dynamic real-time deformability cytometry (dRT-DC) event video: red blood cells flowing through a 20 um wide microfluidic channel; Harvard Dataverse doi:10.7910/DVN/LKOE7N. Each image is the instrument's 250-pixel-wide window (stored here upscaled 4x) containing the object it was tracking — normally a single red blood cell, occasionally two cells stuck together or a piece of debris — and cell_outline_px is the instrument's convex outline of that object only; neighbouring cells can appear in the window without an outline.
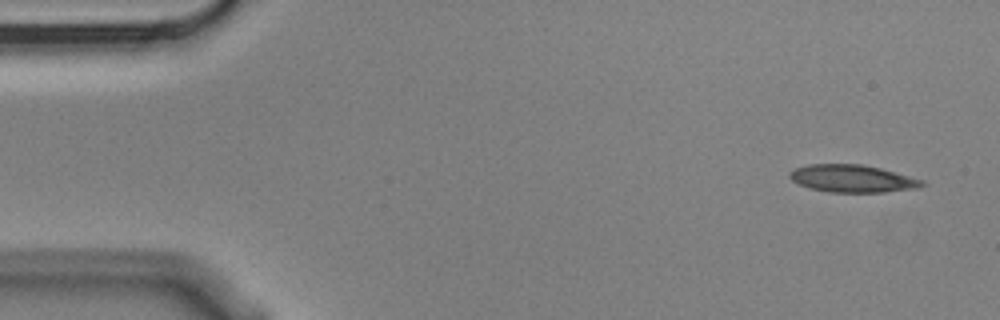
{"species": "Egyptian fruit bat (a non-hibernating species)", "species_latin": "Rousettus aegyptiacus", "temperature_condition": "cold", "stored_images_in_passage": 6, "camera_frame_rate_fps": 3000, "um_per_image_px": 0.085, "animal": {"sex": "male"}, "frame": {"image": 1, "passage_image": 1, "time_ms": 0.0, "image_size_px": [1000, 320], "cell_outline_px": [[928, 184], [920, 188], [884, 192], [828, 192], [812, 188], [800, 184], [792, 180], [788, 176], [788, 172], [796, 168], [808, 164], [860, 164], [880, 168], [924, 180]], "centroid_in_image_um": [72.49, 15.18], "position_along_channel_um": 12.5, "area_um2": 21.21}}
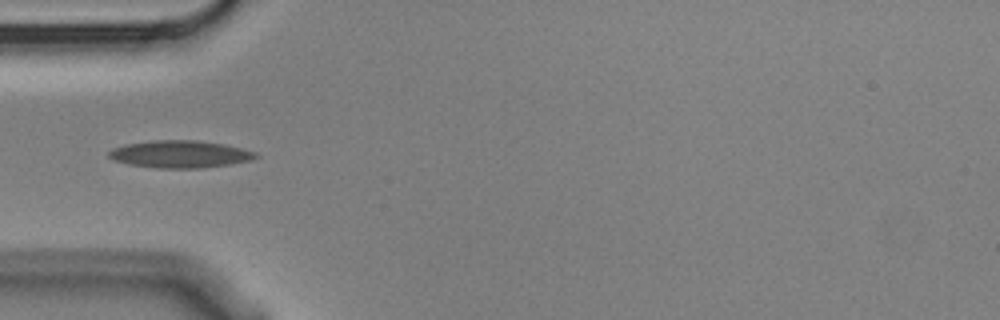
{"frame": {"image": 2, "passage_image": 5, "time_ms": 1.333, "image_size_px": [1000, 320], "cell_outline_px": [[260, 156], [252, 160], [228, 164], [200, 168], [156, 168], [128, 164], [112, 160], [108, 156], [108, 152], [112, 148], [124, 144], [152, 140], [196, 140], [224, 144], [256, 152]], "centroid_in_image_um": [15.26, 13.1], "position_along_channel_um": 69.7, "area_um2": 23.47}}
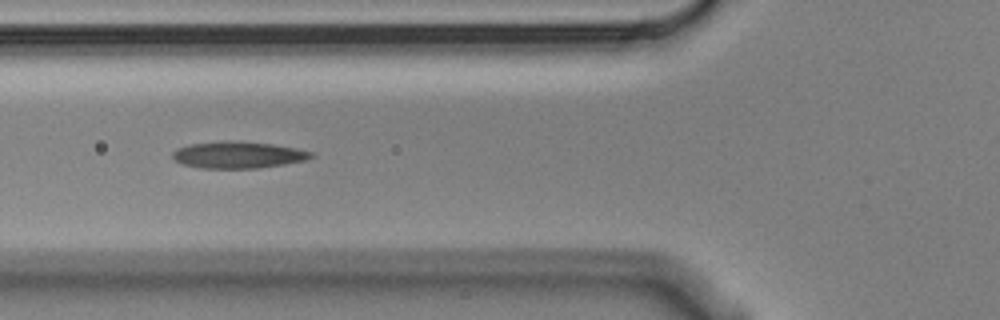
{"frame": {"image": 3, "passage_image": 6, "time_ms": 1.667, "image_size_px": [1000, 320], "cell_outline_px": [[316, 156], [304, 160], [256, 168], [204, 168], [184, 164], [176, 160], [172, 156], [172, 152], [176, 148], [188, 144], [224, 140], [232, 140], [272, 144], [296, 148], [312, 152]], "centroid_in_image_um": [20.21, 13.14], "position_along_channel_um": 105.6, "area_um2": 21.44}}